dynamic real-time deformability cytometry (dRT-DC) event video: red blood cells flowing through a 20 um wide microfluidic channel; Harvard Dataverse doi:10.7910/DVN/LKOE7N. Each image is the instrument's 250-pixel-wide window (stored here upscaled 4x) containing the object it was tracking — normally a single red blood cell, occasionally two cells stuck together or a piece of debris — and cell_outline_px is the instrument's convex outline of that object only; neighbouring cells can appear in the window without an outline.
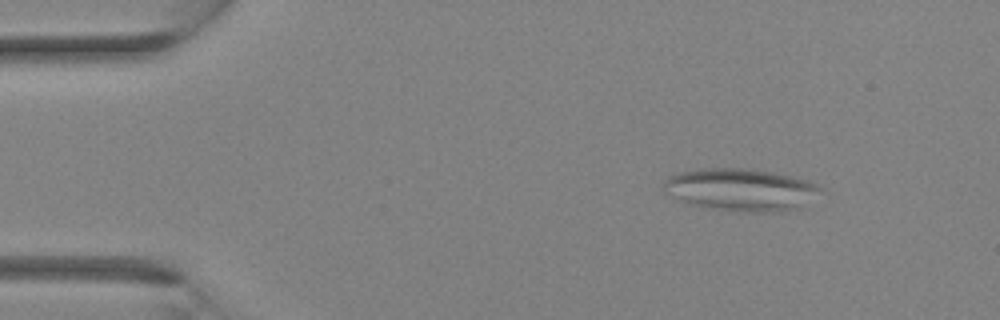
{"species": "Egyptian fruit bat (a non-hibernating species)", "species_latin": "Rousettus aegyptiacus", "temperature_condition": "room temperature", "stored_images_in_passage": 35, "camera_frame_rate_fps": 3000, "um_per_image_px": 0.085, "animal": {"sex": "female"}, "frame": {"image": 1, "passage_image": 5, "time_ms": 1.333, "image_size_px": [1000, 320], "cell_outline_px": [[820, 188], [800, 208], [780, 212], [736, 212], [704, 208], [688, 204], [676, 200], [664, 192], [664, 180], [668, 176], [676, 172], [700, 168], [744, 168], [772, 172], [792, 176], [808, 180], [816, 184]], "centroid_in_image_um": [62.85, 16.13], "position_along_channel_um": 22.1, "area_um2": 39.13}}
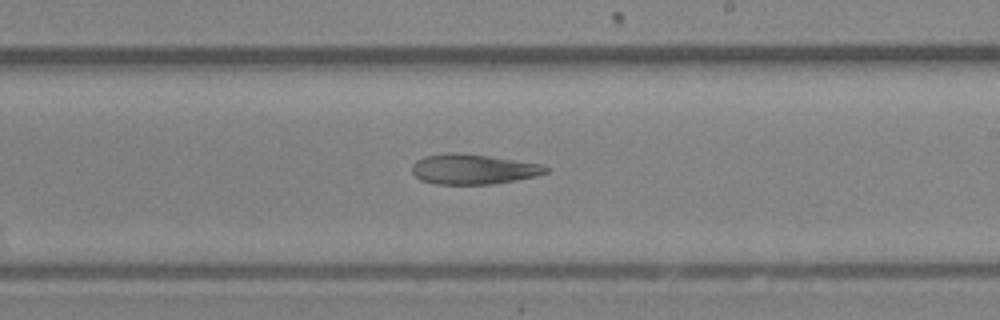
{"frame": {"image": 2, "passage_image": 21, "time_ms": 6.667, "image_size_px": [1000, 320], "cell_outline_px": [[548, 172], [536, 176], [516, 180], [492, 184], [436, 184], [420, 180], [412, 172], [412, 164], [416, 160], [424, 156], [448, 152], [456, 152], [488, 156], [544, 164], [548, 168]], "centroid_in_image_um": [40.21, 14.38], "position_along_channel_um": 248.8, "area_um2": 23.58}}
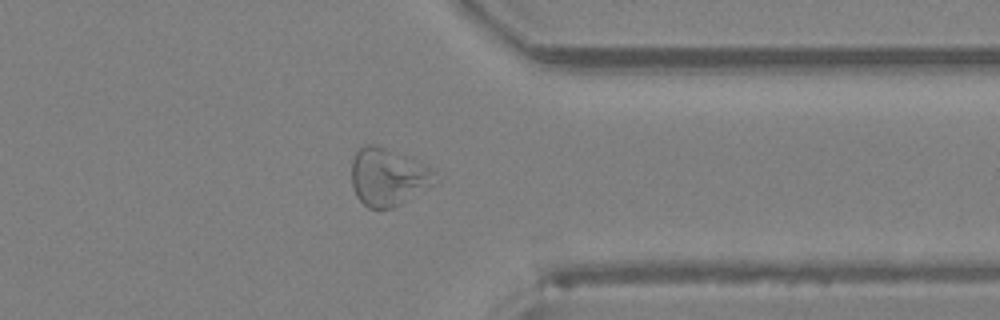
{"frame": {"image": 3, "passage_image": 28, "time_ms": 9.0, "image_size_px": [1000, 320], "cell_outline_px": [[436, 172], [432, 184], [408, 200], [392, 208], [368, 208], [356, 196], [352, 188], [352, 160], [356, 152], [364, 144], [376, 144], [436, 168]], "centroid_in_image_um": [32.97, 15.03], "position_along_channel_um": 378.4, "area_um2": 27.98}}